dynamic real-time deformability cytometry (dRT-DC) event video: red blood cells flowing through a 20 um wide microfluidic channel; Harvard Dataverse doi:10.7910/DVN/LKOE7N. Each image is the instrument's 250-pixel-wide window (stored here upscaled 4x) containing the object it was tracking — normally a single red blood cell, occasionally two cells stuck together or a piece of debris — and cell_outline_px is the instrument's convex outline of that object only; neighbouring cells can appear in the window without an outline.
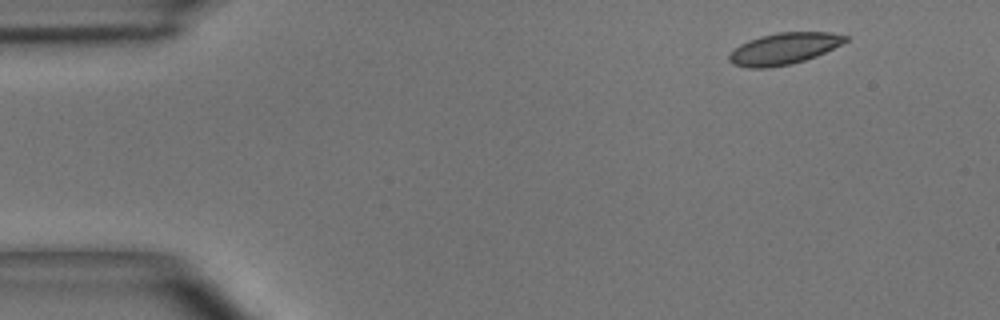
{"species": "common noctule bat (a hibernating species)", "species_latin": "Nyctalus noctula", "temperature_condition": "room temperature", "stored_images_in_passage": 3, "camera_frame_rate_fps": 3000, "um_per_image_px": 0.085, "animal": {"sex": "male", "body_mass_g": 15.6}, "frame": {"image": 1, "passage_image": 1, "time_ms": 0.0, "image_size_px": [1000, 320], "cell_outline_px": [[848, 40], [816, 56], [792, 64], [768, 68], [748, 68], [732, 64], [728, 60], [728, 56], [740, 44], [748, 40], [760, 36], [776, 32], [832, 32], [848, 36]], "centroid_in_image_um": [66.61, 4.13], "position_along_channel_um": 18.4, "area_um2": 21.33}}
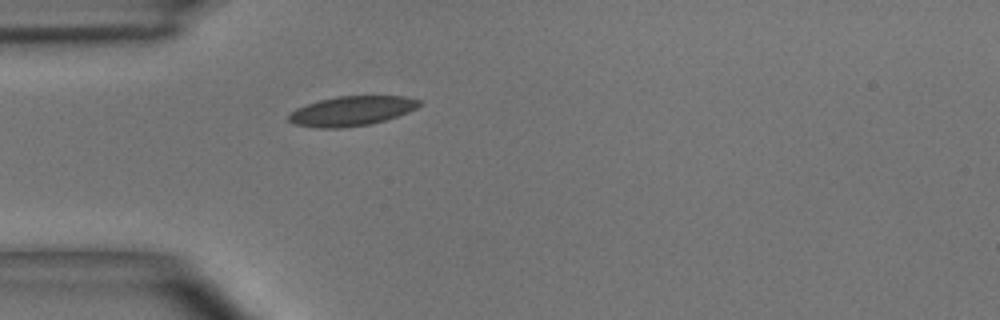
{"frame": {"image": 2, "passage_image": 3, "time_ms": 0.667, "image_size_px": [1000, 320], "cell_outline_px": [[420, 104], [416, 108], [408, 112], [384, 120], [368, 124], [340, 128], [316, 128], [296, 124], [288, 120], [288, 116], [296, 108], [320, 100], [336, 96], [408, 96], [420, 100]], "centroid_in_image_um": [29.89, 9.42], "position_along_channel_um": 55.1, "area_um2": 22.31}}